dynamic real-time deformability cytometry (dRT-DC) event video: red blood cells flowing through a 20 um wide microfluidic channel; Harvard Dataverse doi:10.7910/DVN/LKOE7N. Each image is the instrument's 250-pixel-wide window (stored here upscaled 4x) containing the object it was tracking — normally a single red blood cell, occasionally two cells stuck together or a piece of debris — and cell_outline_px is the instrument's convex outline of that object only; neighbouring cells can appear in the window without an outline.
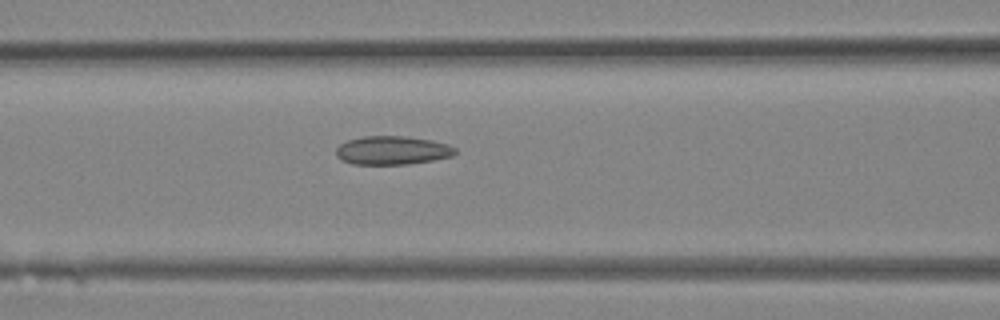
{"species": "Egyptian fruit bat (a non-hibernating species)", "species_latin": "Rousettus aegyptiacus", "temperature_condition": "room temperature", "stored_images_in_passage": 29, "camera_frame_rate_fps": 3000, "um_per_image_px": 0.085, "animal": {"sex": "female"}, "frame": {"image": 1, "passage_image": 10, "time_ms": 3.0, "image_size_px": [1000, 320], "cell_outline_px": [[456, 152], [452, 156], [432, 160], [404, 164], [352, 164], [340, 160], [336, 156], [336, 148], [340, 144], [348, 140], [364, 136], [404, 136], [432, 140], [448, 144], [456, 148]], "centroid_in_image_um": [33.32, 12.78], "position_along_channel_um": 133.3, "area_um2": 19.83}}
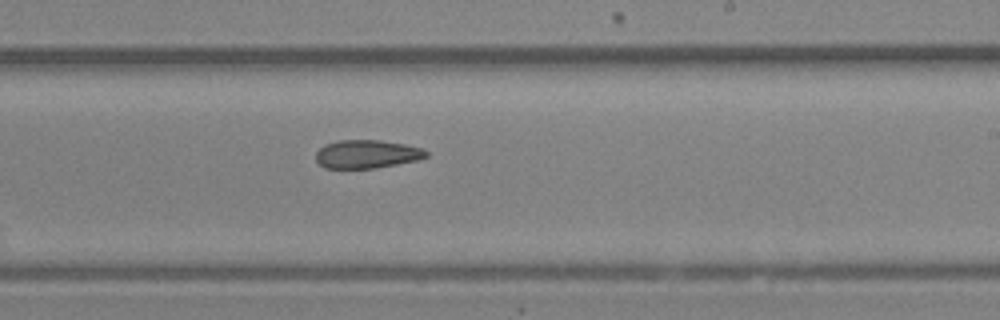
{"frame": {"image": 2, "passage_image": 16, "time_ms": 5.0, "image_size_px": [1000, 320], "cell_outline_px": [[428, 156], [416, 160], [376, 168], [324, 168], [316, 160], [316, 152], [324, 144], [340, 140], [380, 140], [404, 144], [424, 148], [428, 152]], "centroid_in_image_um": [31.18, 13.09], "position_along_channel_um": 257.8, "area_um2": 18.21}}
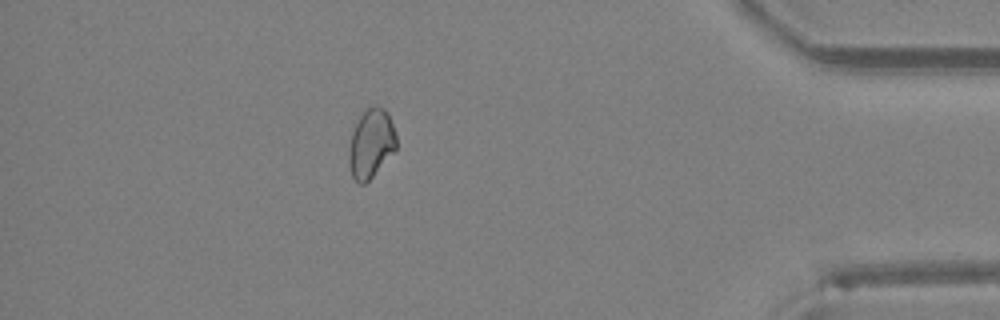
{"frame": {"image": 3, "passage_image": 25, "time_ms": 8.0, "image_size_px": [1000, 320], "cell_outline_px": [[396, 148], [372, 176], [364, 184], [360, 184], [352, 176], [348, 160], [348, 148], [352, 132], [360, 116], [368, 108], [376, 104], [380, 104], [388, 112], [396, 136]], "centroid_in_image_um": [31.52, 12.16], "position_along_channel_um": 403.7, "area_um2": 18.84}}